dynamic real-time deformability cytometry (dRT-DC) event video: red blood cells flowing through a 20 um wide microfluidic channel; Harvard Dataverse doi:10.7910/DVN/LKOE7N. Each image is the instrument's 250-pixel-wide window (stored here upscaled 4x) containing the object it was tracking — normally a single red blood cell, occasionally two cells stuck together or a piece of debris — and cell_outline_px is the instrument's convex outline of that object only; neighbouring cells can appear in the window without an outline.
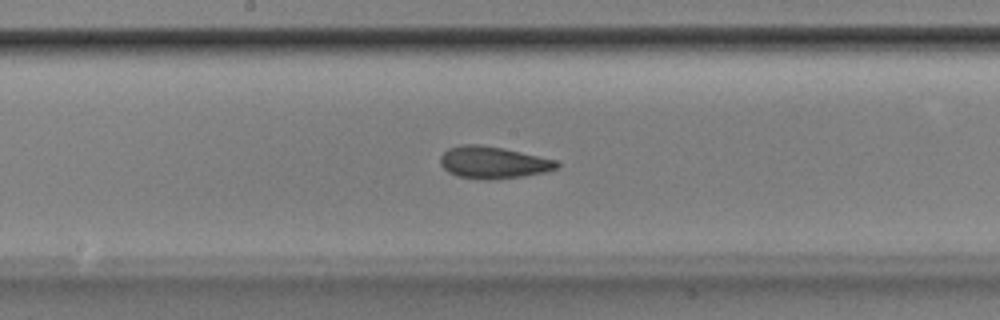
{"species": "Egyptian fruit bat (a non-hibernating species)", "species_latin": "Rousettus aegyptiacus", "temperature_condition": "room temperature", "stored_images_in_passage": 53, "camera_frame_rate_fps": 3000, "um_per_image_px": 0.085, "animal": {"sex": "male"}, "frame": {"image": 1, "passage_image": 28, "time_ms": 9.0, "image_size_px": [1000, 320], "cell_outline_px": [[560, 164], [556, 168], [548, 172], [524, 176], [488, 180], [484, 180], [456, 176], [448, 172], [440, 164], [440, 156], [448, 148], [460, 144], [480, 144], [504, 148], [556, 160]], "centroid_in_image_um": [41.9, 13.81], "position_along_channel_um": 206.3, "area_um2": 21.96}}
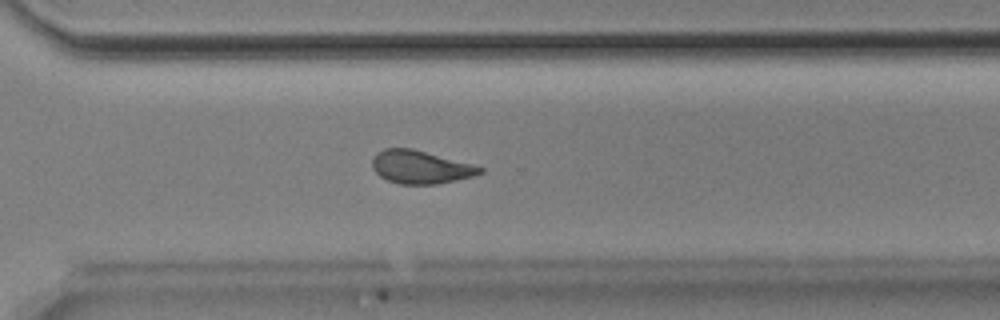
{"frame": {"image": 2, "passage_image": 38, "time_ms": 12.333, "image_size_px": [1000, 320], "cell_outline_px": [[484, 172], [472, 176], [456, 180], [436, 184], [400, 184], [388, 180], [380, 176], [372, 168], [372, 160], [376, 152], [384, 148], [412, 148], [472, 164], [484, 168]], "centroid_in_image_um": [35.72, 14.19], "position_along_channel_um": 334.9, "area_um2": 20.69}}
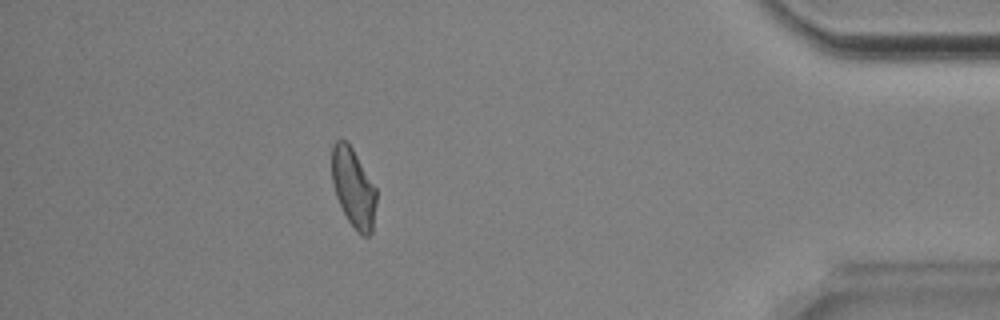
{"frame": {"image": 3, "passage_image": 47, "time_ms": 15.333, "image_size_px": [1000, 320], "cell_outline_px": [[376, 200], [372, 232], [368, 236], [360, 236], [356, 232], [348, 220], [336, 196], [332, 180], [332, 144], [336, 140], [348, 140], [376, 188]], "centroid_in_image_um": [30.04, 15.96], "position_along_channel_um": 405.2, "area_um2": 20.52}, "authors_computed_cell_mechanics": {"area_um2": 21.5016, "velocity_mm_per_s": 3.8638, "shape_relaxation_time_tau1_ms": 4.3909, "shape_relaxation_time_tau2_ms": 1.8984, "deformation_change_tau1": 0.1223, "deformation_change_tau2": 0.0809}}